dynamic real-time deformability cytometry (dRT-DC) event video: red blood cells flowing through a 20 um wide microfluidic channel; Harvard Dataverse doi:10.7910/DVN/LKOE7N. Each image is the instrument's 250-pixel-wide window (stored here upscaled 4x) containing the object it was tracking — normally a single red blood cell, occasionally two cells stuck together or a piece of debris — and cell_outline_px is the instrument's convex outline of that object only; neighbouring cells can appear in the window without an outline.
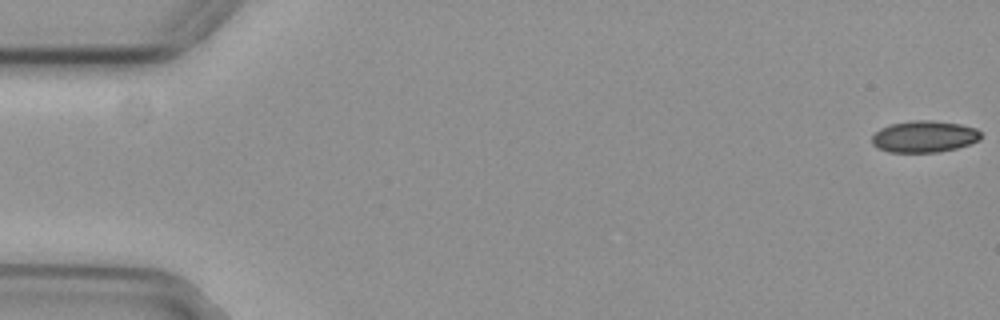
{"species": "common noctule bat (a hibernating species)", "species_latin": "Nyctalus noctula", "temperature_condition": "cold", "stored_images_in_passage": 55, "camera_frame_rate_fps": 3000, "um_per_image_px": 0.085, "animal": {"sex": "female", "body_mass_g": 29.2, "forearm_length_mm": 56.3}, "frame": {"image": 1, "passage_image": 1, "time_ms": 0.0, "image_size_px": [1000, 320], "cell_outline_px": [[980, 140], [956, 148], [940, 152], [888, 152], [872, 144], [872, 136], [880, 128], [892, 124], [912, 120], [932, 120], [960, 124], [976, 128], [980, 132]], "centroid_in_image_um": [78.56, 11.6], "position_along_channel_um": 6.4, "area_um2": 20.0}}
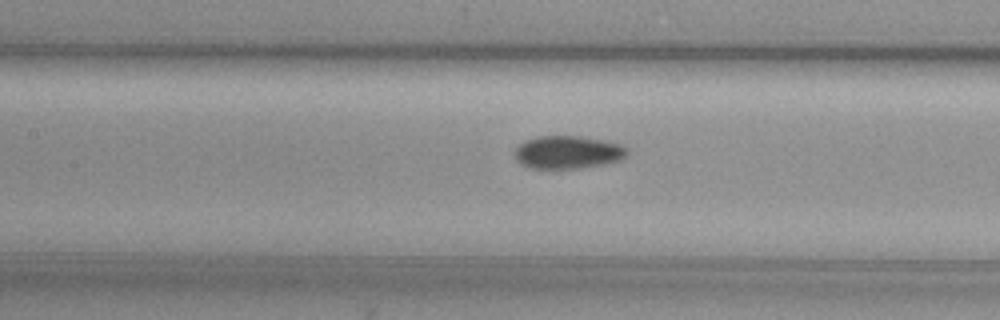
{"frame": {"image": 2, "passage_image": 25, "time_ms": 8.0, "image_size_px": [1000, 320], "cell_outline_px": [[628, 152], [620, 160], [604, 164], [580, 168], [528, 168], [520, 164], [516, 160], [516, 148], [524, 140], [536, 136], [580, 136], [608, 140], [620, 144], [628, 148]], "centroid_in_image_um": [48.27, 12.93], "position_along_channel_um": 159.1, "area_um2": 21.73}}
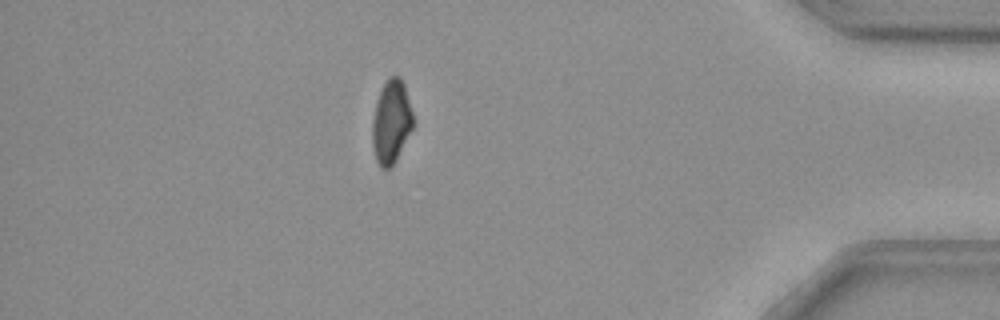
{"frame": {"image": 3, "passage_image": 48, "time_ms": 15.667, "image_size_px": [1000, 320], "cell_outline_px": [[412, 128], [396, 160], [388, 168], [380, 168], [376, 160], [372, 148], [372, 120], [376, 104], [380, 92], [388, 76], [400, 76], [404, 84], [412, 112]], "centroid_in_image_um": [33.23, 10.36], "position_along_channel_um": 402.0, "area_um2": 19.54}, "authors_computed_cell_mechanics": {"area_um2": 21.2126, "velocity_mm_per_s": 3.7641, "shape_relaxation_time_tau1_ms": 5.153, "shape_relaxation_time_tau2_ms": null, "deformation_change_tau1": 0.077, "deformation_change_tau2": null}}